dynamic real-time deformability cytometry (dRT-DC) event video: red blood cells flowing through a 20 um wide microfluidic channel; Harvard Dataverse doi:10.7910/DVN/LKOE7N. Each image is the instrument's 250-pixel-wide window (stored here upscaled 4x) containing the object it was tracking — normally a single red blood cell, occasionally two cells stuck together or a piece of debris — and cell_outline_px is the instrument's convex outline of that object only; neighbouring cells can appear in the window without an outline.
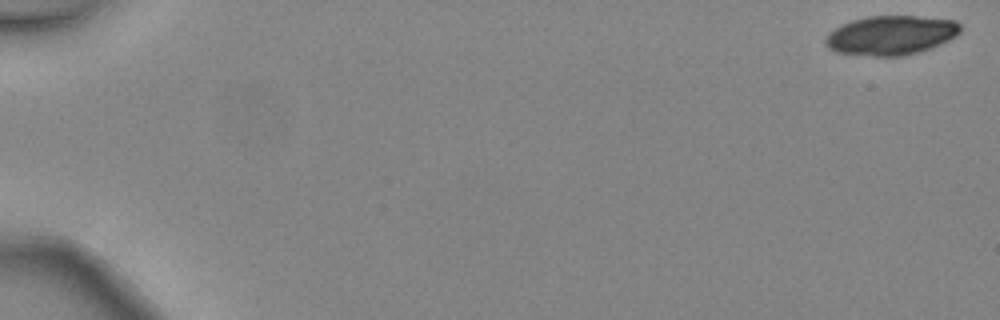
{"species": "common noctule bat (a hibernating species)", "species_latin": "Nyctalus noctula", "temperature_condition": "warm", "stored_images_in_passage": 6, "camera_frame_rate_fps": 3000, "um_per_image_px": 0.085, "animal": {"sex": "female", "body_mass_g": 24.6, "forearm_length_mm": 56.2}, "frame": {"image": 1, "passage_image": 1, "time_ms": 0.0, "image_size_px": [1000, 320], "cell_outline_px": [[960, 32], [956, 36], [940, 44], [904, 56], [876, 56], [836, 52], [828, 48], [824, 44], [824, 40], [828, 32], [852, 20], [868, 16], [916, 16], [956, 20], [960, 24]], "centroid_in_image_um": [75.71, 2.99], "position_along_channel_um": 9.3, "area_um2": 30.75}}
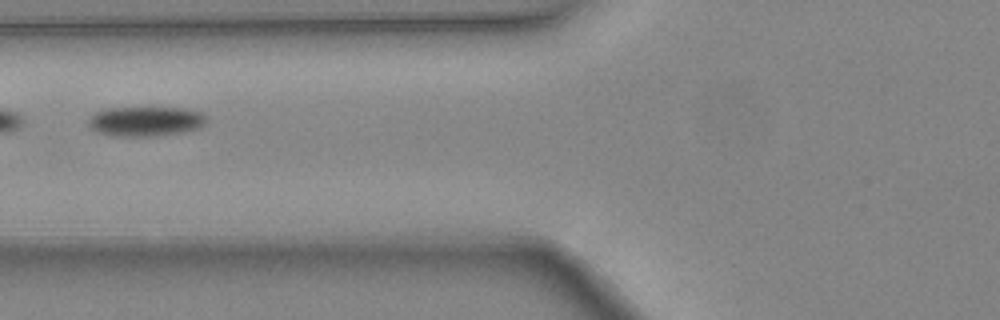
{"frame": {"image": 2, "passage_image": 5, "time_ms": 1.333, "image_size_px": [1000, 320], "cell_outline_px": [[208, 120], [200, 128], [184, 132], [156, 136], [112, 136], [96, 132], [88, 128], [88, 116], [96, 112], [108, 108], [184, 108], [200, 112]], "centroid_in_image_um": [12.33, 10.32], "position_along_channel_um": 113.5, "area_um2": 20.69}}
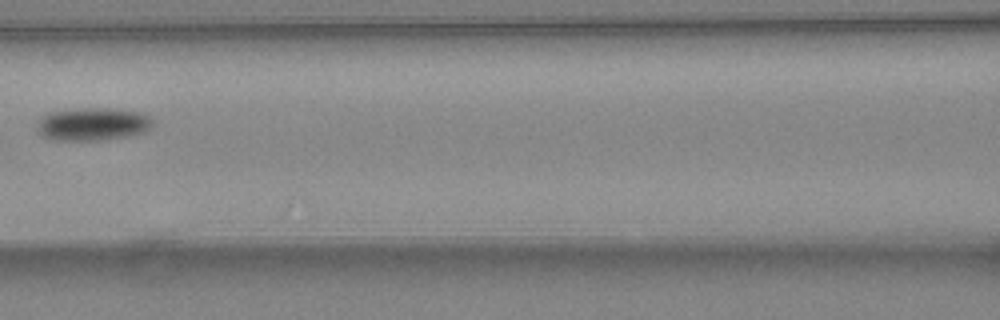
{"frame": {"image": 3, "passage_image": 6, "time_ms": 1.667, "image_size_px": [1000, 320], "cell_outline_px": [[152, 128], [144, 132], [132, 136], [100, 140], [52, 140], [36, 132], [36, 120], [48, 112], [76, 108], [108, 108], [140, 112], [148, 116], [152, 120]], "centroid_in_image_um": [7.83, 10.55], "position_along_channel_um": 158.8, "area_um2": 22.6}}